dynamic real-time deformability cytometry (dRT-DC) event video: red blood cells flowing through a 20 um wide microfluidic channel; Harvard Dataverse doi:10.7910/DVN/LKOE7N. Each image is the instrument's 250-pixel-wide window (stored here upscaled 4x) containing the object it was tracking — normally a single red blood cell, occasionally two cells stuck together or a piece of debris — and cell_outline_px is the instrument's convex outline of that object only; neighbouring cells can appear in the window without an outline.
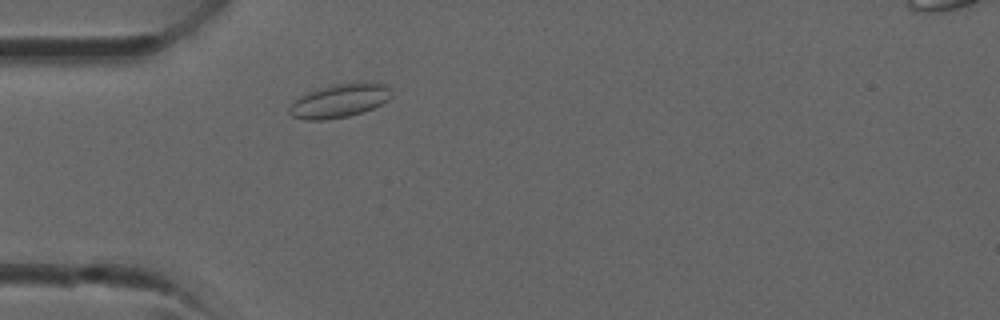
{"species": "common noctule bat (a hibernating species)", "species_latin": "Nyctalus noctula", "temperature_condition": "room temperature", "stored_images_in_passage": 32, "camera_frame_rate_fps": 3000, "um_per_image_px": 0.085, "animal": {"sex": "male", "forearm_length_mm": 52.5}, "frame": {"image": 1, "passage_image": 5, "time_ms": 1.333, "image_size_px": [1000, 320], "cell_outline_px": [[392, 96], [388, 100], [364, 112], [348, 116], [324, 120], [304, 120], [292, 116], [288, 112], [288, 108], [300, 96], [316, 88], [356, 80], [376, 80], [384, 84], [388, 88]], "centroid_in_image_um": [28.89, 8.52], "position_along_channel_um": 56.1, "area_um2": 20.52}}
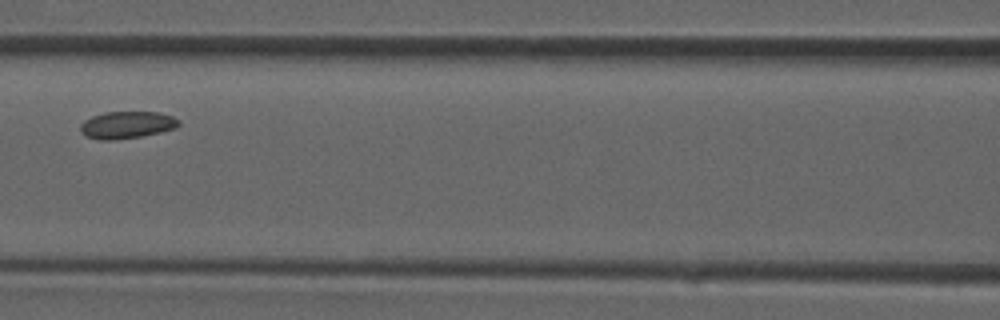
{"frame": {"image": 2, "passage_image": 11, "time_ms": 3.333, "image_size_px": [1000, 320], "cell_outline_px": [[180, 124], [176, 128], [160, 132], [140, 136], [116, 140], [100, 140], [84, 136], [80, 132], [80, 124], [84, 120], [92, 116], [104, 112], [160, 112], [172, 116], [180, 120]], "centroid_in_image_um": [10.76, 10.62], "position_along_channel_um": 155.8, "area_um2": 15.72}}
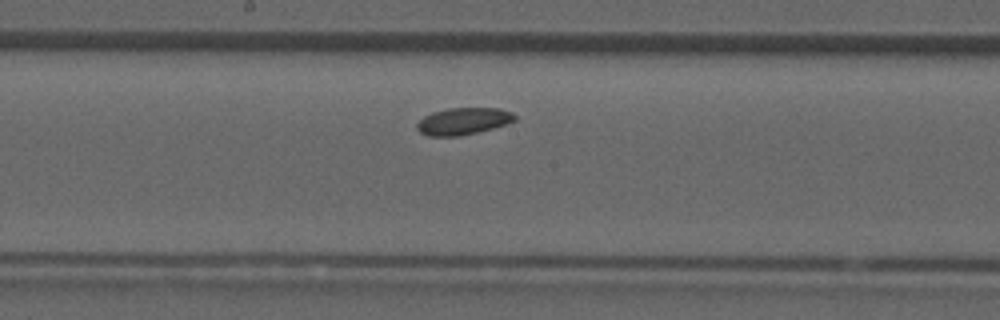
{"frame": {"image": 3, "passage_image": 14, "time_ms": 4.333, "image_size_px": [1000, 320], "cell_outline_px": [[516, 120], [508, 124], [476, 132], [456, 136], [428, 136], [420, 132], [416, 128], [416, 124], [424, 116], [432, 112], [448, 108], [500, 108], [512, 112], [516, 116]], "centroid_in_image_um": [39.38, 10.29], "position_along_channel_um": 208.8, "area_um2": 15.37}}